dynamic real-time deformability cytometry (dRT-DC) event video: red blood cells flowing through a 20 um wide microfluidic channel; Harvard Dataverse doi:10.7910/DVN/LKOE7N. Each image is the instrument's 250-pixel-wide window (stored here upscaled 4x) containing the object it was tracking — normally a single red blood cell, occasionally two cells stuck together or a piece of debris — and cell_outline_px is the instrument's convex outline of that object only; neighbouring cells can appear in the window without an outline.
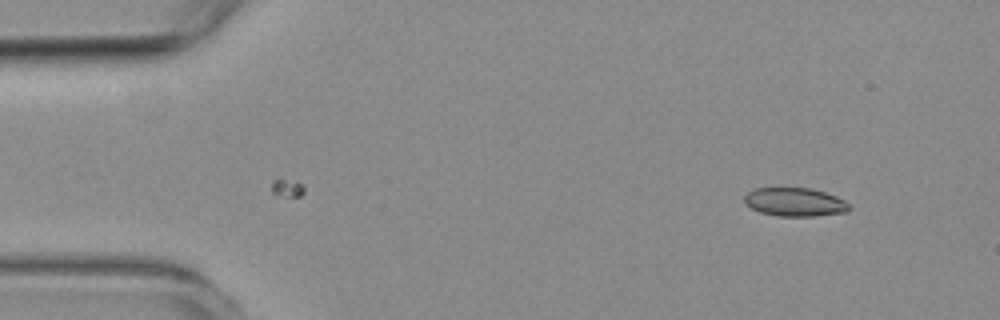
{"species": "common noctule bat (a hibernating species)", "species_latin": "Nyctalus noctula", "temperature_condition": "room temperature", "stored_images_in_passage": 5, "camera_frame_rate_fps": 3000, "um_per_image_px": 0.085, "animal": {"sex": "female", "body_mass_g": 19.3, "forearm_length_mm": 54.1}, "frame": {"image": 1, "passage_image": 5, "time_ms": 6.0, "image_size_px": [1000, 320], "cell_outline_px": [[852, 208], [848, 212], [816, 216], [780, 216], [760, 212], [752, 208], [744, 200], [744, 196], [748, 192], [756, 188], [812, 188], [836, 196], [844, 200]], "centroid_in_image_um": [67.61, 17.18], "position_along_channel_um": 17.4, "area_um2": 17.4}}